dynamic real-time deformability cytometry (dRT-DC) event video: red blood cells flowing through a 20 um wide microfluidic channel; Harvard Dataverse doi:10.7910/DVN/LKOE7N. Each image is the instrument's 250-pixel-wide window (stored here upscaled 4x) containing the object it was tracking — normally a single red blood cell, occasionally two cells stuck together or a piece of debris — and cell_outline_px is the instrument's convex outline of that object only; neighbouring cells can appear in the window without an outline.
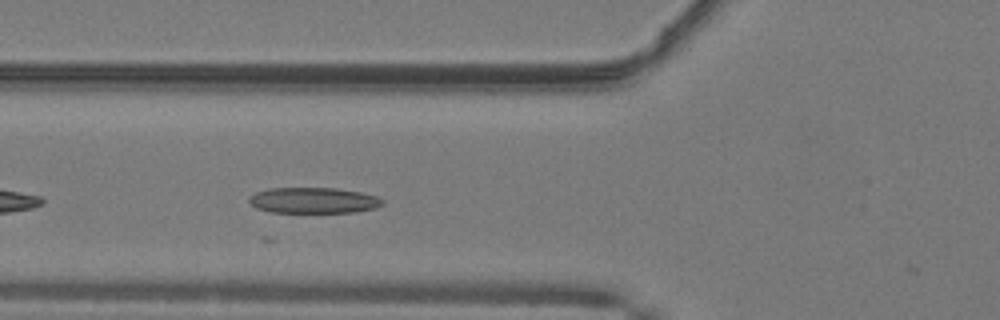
{"species": "common noctule bat (a hibernating species)", "species_latin": "Nyctalus noctula", "temperature_condition": "warm", "stored_images_in_passage": 16, "camera_frame_rate_fps": 3000, "um_per_image_px": 0.085, "animal": {"sex": "male", "body_mass_g": 19.2, "forearm_length_mm": 51.8}, "frame": {"image": 1, "passage_image": 5, "time_ms": 1.333, "image_size_px": [1000, 320], "cell_outline_px": [[384, 204], [376, 208], [356, 212], [272, 212], [256, 208], [248, 200], [248, 196], [256, 192], [268, 188], [336, 188], [360, 192], [376, 196], [384, 200]], "centroid_in_image_um": [26.65, 17.03], "position_along_channel_um": 99.1, "area_um2": 20.11}}
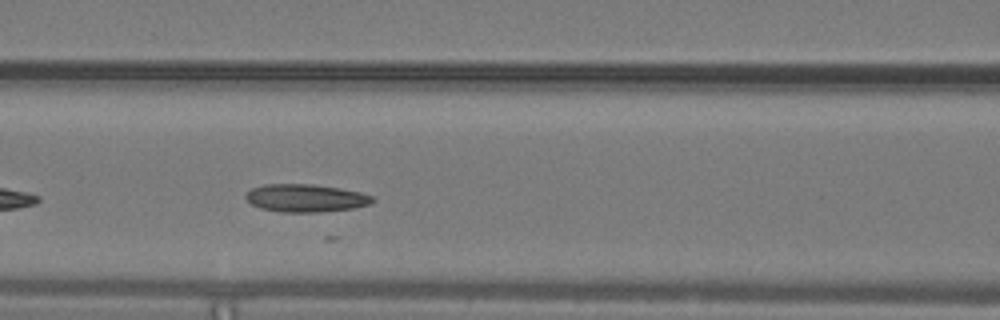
{"frame": {"image": 2, "passage_image": 8, "time_ms": 2.333, "image_size_px": [1000, 320], "cell_outline_px": [[376, 200], [372, 204], [356, 208], [320, 212], [280, 212], [260, 208], [252, 204], [244, 196], [252, 188], [264, 184], [312, 184], [340, 188], [360, 192], [372, 196]], "centroid_in_image_um": [26.02, 16.84], "position_along_channel_um": 140.6, "area_um2": 20.69}}
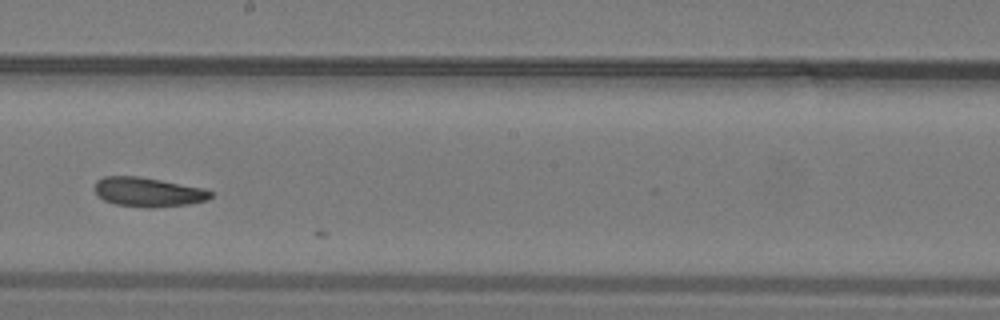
{"frame": {"image": 3, "passage_image": 15, "time_ms": 4.667, "image_size_px": [1000, 320], "cell_outline_px": [[212, 196], [208, 200], [188, 204], [152, 208], [148, 208], [116, 204], [104, 200], [92, 188], [96, 180], [104, 176], [140, 176], [204, 188], [212, 192]], "centroid_in_image_um": [12.58, 16.32], "position_along_channel_um": 235.6, "area_um2": 19.94}}